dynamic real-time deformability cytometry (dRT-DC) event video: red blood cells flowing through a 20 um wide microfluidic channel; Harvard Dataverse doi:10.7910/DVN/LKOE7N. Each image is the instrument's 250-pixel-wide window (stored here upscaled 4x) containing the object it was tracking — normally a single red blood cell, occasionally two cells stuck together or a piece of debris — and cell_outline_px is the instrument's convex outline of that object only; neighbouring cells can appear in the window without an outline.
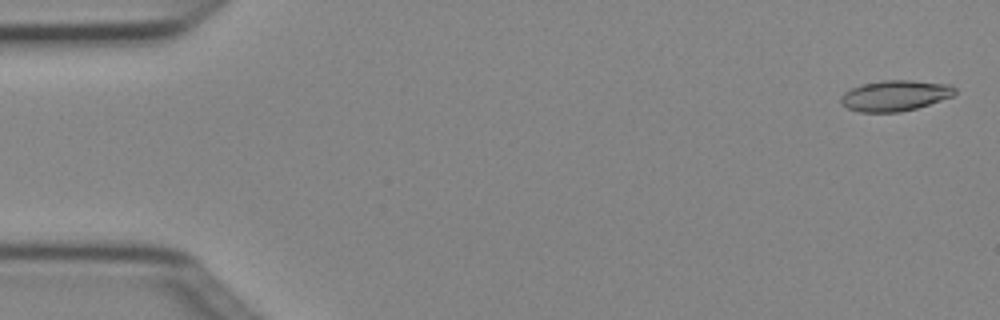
{"species": "Egyptian fruit bat (a non-hibernating species)", "species_latin": "Rousettus aegyptiacus", "temperature_condition": "cold", "stored_images_in_passage": 4, "camera_frame_rate_fps": 3000, "um_per_image_px": 0.085, "animal": {"sex": "female"}, "frame": {"image": 1, "passage_image": 1, "time_ms": 0.0, "image_size_px": [1000, 320], "cell_outline_px": [[956, 92], [952, 96], [916, 108], [900, 112], [860, 112], [848, 108], [840, 104], [840, 96], [844, 92], [860, 84], [884, 80], [912, 80], [952, 84], [956, 88]], "centroid_in_image_um": [76.06, 8.11], "position_along_channel_um": 8.9, "area_um2": 20.52}}
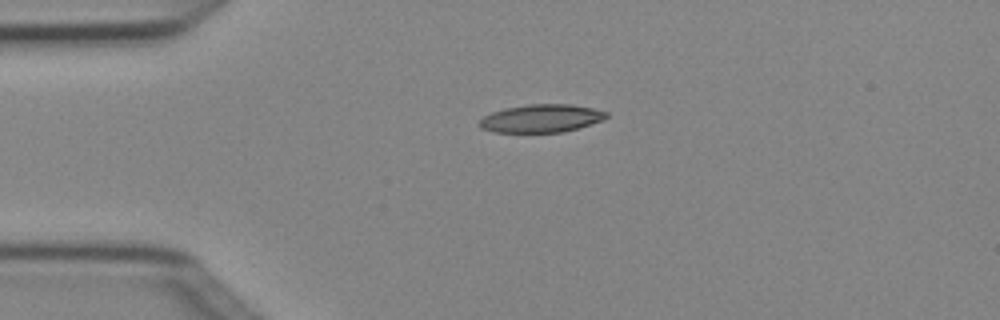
{"frame": {"image": 2, "passage_image": 3, "time_ms": 0.667, "image_size_px": [1000, 320], "cell_outline_px": [[608, 116], [604, 120], [564, 132], [492, 132], [480, 128], [476, 124], [484, 116], [492, 112], [504, 108], [528, 104], [572, 104], [592, 108], [608, 112]], "centroid_in_image_um": [45.99, 10.06], "position_along_channel_um": 39.0, "area_um2": 20.87}}